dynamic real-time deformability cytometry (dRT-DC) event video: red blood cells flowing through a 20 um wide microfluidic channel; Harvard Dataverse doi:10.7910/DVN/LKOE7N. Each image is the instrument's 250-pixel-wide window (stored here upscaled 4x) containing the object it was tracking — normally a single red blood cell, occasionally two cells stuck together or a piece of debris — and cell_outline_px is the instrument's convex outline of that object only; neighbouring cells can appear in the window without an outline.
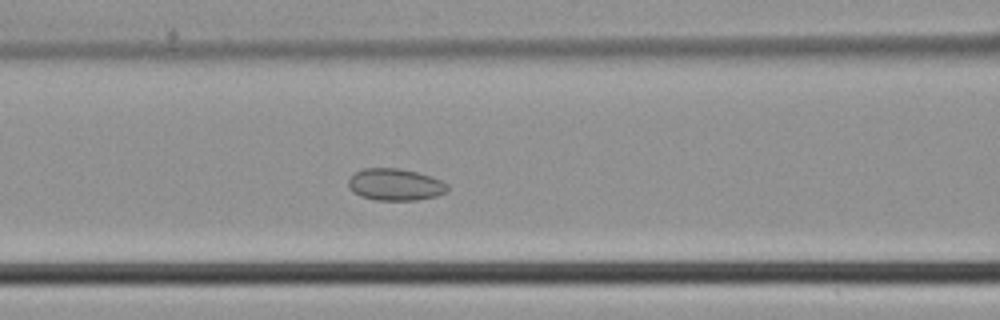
{"species": "common noctule bat (a hibernating species)", "species_latin": "Nyctalus noctula", "temperature_condition": "cold", "stored_images_in_passage": 37, "camera_frame_rate_fps": 3000, "um_per_image_px": 0.085, "animal": {"sex": "male", "body_mass_g": 21.5, "forearm_length_mm": 52.0}, "frame": {"image": 1, "passage_image": 10, "time_ms": 3.0, "image_size_px": [1000, 320], "cell_outline_px": [[448, 192], [436, 196], [416, 200], [376, 200], [360, 196], [352, 192], [348, 188], [348, 180], [356, 172], [364, 168], [400, 168], [416, 172], [440, 180], [448, 184]], "centroid_in_image_um": [33.58, 15.7], "position_along_channel_um": 133.0, "area_um2": 18.44}}
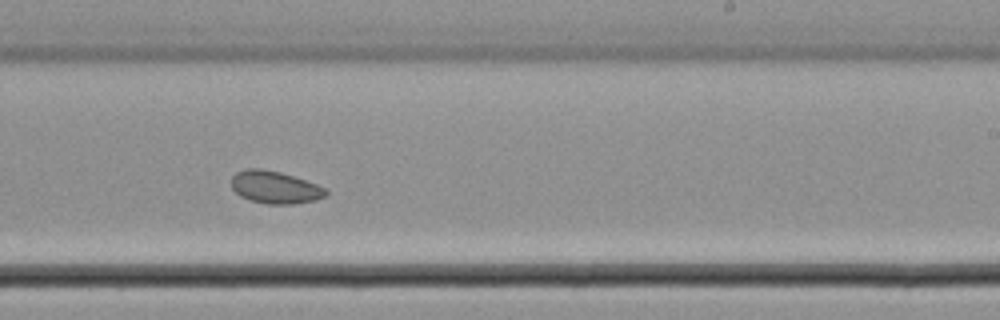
{"frame": {"image": 2, "passage_image": 19, "time_ms": 6.0, "image_size_px": [1000, 320], "cell_outline_px": [[328, 192], [324, 196], [316, 200], [292, 204], [264, 204], [240, 196], [232, 188], [232, 176], [236, 172], [248, 168], [260, 168], [280, 172], [328, 188]], "centroid_in_image_um": [23.37, 15.92], "position_along_channel_um": 265.6, "area_um2": 17.8}}
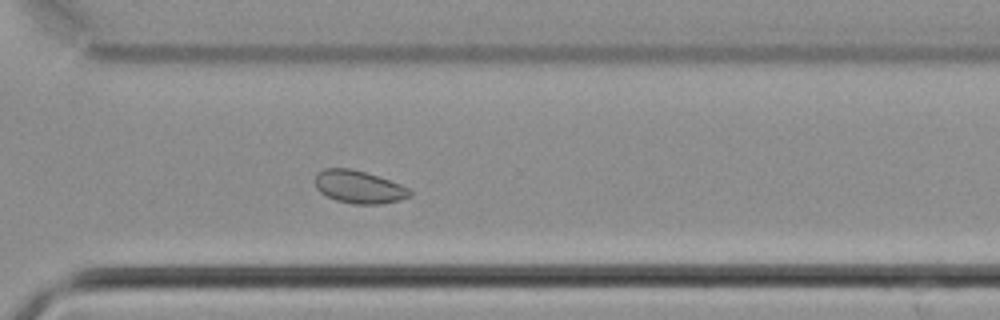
{"frame": {"image": 3, "passage_image": 24, "time_ms": 7.667, "image_size_px": [1000, 320], "cell_outline_px": [[412, 196], [400, 200], [380, 204], [352, 204], [336, 200], [320, 192], [316, 188], [316, 172], [324, 168], [352, 168], [400, 184], [408, 188], [412, 192]], "centroid_in_image_um": [30.5, 15.89], "position_along_channel_um": 340.1, "area_um2": 18.03}}